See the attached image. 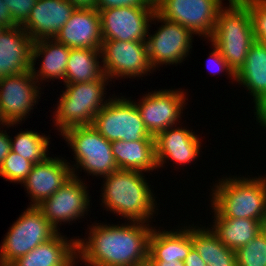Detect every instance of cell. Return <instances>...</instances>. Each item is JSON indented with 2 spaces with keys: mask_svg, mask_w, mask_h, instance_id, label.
I'll use <instances>...</instances> for the list:
<instances>
[{
  "mask_svg": "<svg viewBox=\"0 0 266 266\" xmlns=\"http://www.w3.org/2000/svg\"><path fill=\"white\" fill-rule=\"evenodd\" d=\"M128 223L92 224L87 239H76L78 262L83 260L87 266H146L152 224Z\"/></svg>",
  "mask_w": 266,
  "mask_h": 266,
  "instance_id": "obj_1",
  "label": "cell"
},
{
  "mask_svg": "<svg viewBox=\"0 0 266 266\" xmlns=\"http://www.w3.org/2000/svg\"><path fill=\"white\" fill-rule=\"evenodd\" d=\"M144 172L128 169H117L102 177V206L110 212L122 216L127 221L151 222L158 210L153 191L145 180ZM155 209V210H154Z\"/></svg>",
  "mask_w": 266,
  "mask_h": 266,
  "instance_id": "obj_2",
  "label": "cell"
},
{
  "mask_svg": "<svg viewBox=\"0 0 266 266\" xmlns=\"http://www.w3.org/2000/svg\"><path fill=\"white\" fill-rule=\"evenodd\" d=\"M233 177V178H232ZM218 179L212 188L211 206L224 218L266 219V175Z\"/></svg>",
  "mask_w": 266,
  "mask_h": 266,
  "instance_id": "obj_3",
  "label": "cell"
},
{
  "mask_svg": "<svg viewBox=\"0 0 266 266\" xmlns=\"http://www.w3.org/2000/svg\"><path fill=\"white\" fill-rule=\"evenodd\" d=\"M217 16L212 36L208 39L237 73L245 64L247 53L255 42L251 14L241 0H228Z\"/></svg>",
  "mask_w": 266,
  "mask_h": 266,
  "instance_id": "obj_4",
  "label": "cell"
},
{
  "mask_svg": "<svg viewBox=\"0 0 266 266\" xmlns=\"http://www.w3.org/2000/svg\"><path fill=\"white\" fill-rule=\"evenodd\" d=\"M108 82L110 79L104 74L95 81L64 85L53 118L61 134L70 127L93 124L95 115L111 98L104 101L103 97Z\"/></svg>",
  "mask_w": 266,
  "mask_h": 266,
  "instance_id": "obj_5",
  "label": "cell"
},
{
  "mask_svg": "<svg viewBox=\"0 0 266 266\" xmlns=\"http://www.w3.org/2000/svg\"><path fill=\"white\" fill-rule=\"evenodd\" d=\"M60 135L74 151L76 164H70L74 177H78L79 168L96 177H105L118 169L112 153V142L92 125L70 127Z\"/></svg>",
  "mask_w": 266,
  "mask_h": 266,
  "instance_id": "obj_6",
  "label": "cell"
},
{
  "mask_svg": "<svg viewBox=\"0 0 266 266\" xmlns=\"http://www.w3.org/2000/svg\"><path fill=\"white\" fill-rule=\"evenodd\" d=\"M57 231L37 206L28 208L12 224L0 246V264L11 265L38 245L53 238Z\"/></svg>",
  "mask_w": 266,
  "mask_h": 266,
  "instance_id": "obj_7",
  "label": "cell"
},
{
  "mask_svg": "<svg viewBox=\"0 0 266 266\" xmlns=\"http://www.w3.org/2000/svg\"><path fill=\"white\" fill-rule=\"evenodd\" d=\"M92 126L109 142L155 140L145 128L135 102L130 98H110L95 117Z\"/></svg>",
  "mask_w": 266,
  "mask_h": 266,
  "instance_id": "obj_8",
  "label": "cell"
},
{
  "mask_svg": "<svg viewBox=\"0 0 266 266\" xmlns=\"http://www.w3.org/2000/svg\"><path fill=\"white\" fill-rule=\"evenodd\" d=\"M223 0H154L156 12L193 34L210 38Z\"/></svg>",
  "mask_w": 266,
  "mask_h": 266,
  "instance_id": "obj_9",
  "label": "cell"
},
{
  "mask_svg": "<svg viewBox=\"0 0 266 266\" xmlns=\"http://www.w3.org/2000/svg\"><path fill=\"white\" fill-rule=\"evenodd\" d=\"M161 22L158 30L147 36L149 61L154 70L160 65L165 66L182 63L193 47V33L177 22L169 21L157 12L151 21Z\"/></svg>",
  "mask_w": 266,
  "mask_h": 266,
  "instance_id": "obj_10",
  "label": "cell"
},
{
  "mask_svg": "<svg viewBox=\"0 0 266 266\" xmlns=\"http://www.w3.org/2000/svg\"><path fill=\"white\" fill-rule=\"evenodd\" d=\"M101 56L103 72L110 81L118 77H143L154 70L149 61L147 42L103 40Z\"/></svg>",
  "mask_w": 266,
  "mask_h": 266,
  "instance_id": "obj_11",
  "label": "cell"
},
{
  "mask_svg": "<svg viewBox=\"0 0 266 266\" xmlns=\"http://www.w3.org/2000/svg\"><path fill=\"white\" fill-rule=\"evenodd\" d=\"M155 7H120L100 10L103 40L146 42Z\"/></svg>",
  "mask_w": 266,
  "mask_h": 266,
  "instance_id": "obj_12",
  "label": "cell"
},
{
  "mask_svg": "<svg viewBox=\"0 0 266 266\" xmlns=\"http://www.w3.org/2000/svg\"><path fill=\"white\" fill-rule=\"evenodd\" d=\"M185 92L181 90H158L148 92L142 96L135 105L138 108L145 128L151 136L155 137L158 133L167 128L179 125L181 113L186 103ZM180 118V119H179ZM178 122V123H177Z\"/></svg>",
  "mask_w": 266,
  "mask_h": 266,
  "instance_id": "obj_13",
  "label": "cell"
},
{
  "mask_svg": "<svg viewBox=\"0 0 266 266\" xmlns=\"http://www.w3.org/2000/svg\"><path fill=\"white\" fill-rule=\"evenodd\" d=\"M87 188L82 179L72 176L70 180L37 207L58 231L62 222H69L70 224V221L84 218L85 214L88 213L90 196Z\"/></svg>",
  "mask_w": 266,
  "mask_h": 266,
  "instance_id": "obj_14",
  "label": "cell"
},
{
  "mask_svg": "<svg viewBox=\"0 0 266 266\" xmlns=\"http://www.w3.org/2000/svg\"><path fill=\"white\" fill-rule=\"evenodd\" d=\"M39 85L31 70L0 79V107L8 123L18 125L28 117L40 98Z\"/></svg>",
  "mask_w": 266,
  "mask_h": 266,
  "instance_id": "obj_15",
  "label": "cell"
},
{
  "mask_svg": "<svg viewBox=\"0 0 266 266\" xmlns=\"http://www.w3.org/2000/svg\"><path fill=\"white\" fill-rule=\"evenodd\" d=\"M67 160L58 157H48L46 160L35 163L23 181L26 193L32 201L30 206H38L53 195L73 176V171Z\"/></svg>",
  "mask_w": 266,
  "mask_h": 266,
  "instance_id": "obj_16",
  "label": "cell"
},
{
  "mask_svg": "<svg viewBox=\"0 0 266 266\" xmlns=\"http://www.w3.org/2000/svg\"><path fill=\"white\" fill-rule=\"evenodd\" d=\"M180 126H171L154 137L158 168L163 167L167 163L166 160L189 165L201 155L202 144L199 136L192 132L193 130Z\"/></svg>",
  "mask_w": 266,
  "mask_h": 266,
  "instance_id": "obj_17",
  "label": "cell"
},
{
  "mask_svg": "<svg viewBox=\"0 0 266 266\" xmlns=\"http://www.w3.org/2000/svg\"><path fill=\"white\" fill-rule=\"evenodd\" d=\"M55 39L68 48L102 47L101 19L95 8H76Z\"/></svg>",
  "mask_w": 266,
  "mask_h": 266,
  "instance_id": "obj_18",
  "label": "cell"
},
{
  "mask_svg": "<svg viewBox=\"0 0 266 266\" xmlns=\"http://www.w3.org/2000/svg\"><path fill=\"white\" fill-rule=\"evenodd\" d=\"M75 9L67 0H38L21 27L34 42L52 39L60 32Z\"/></svg>",
  "mask_w": 266,
  "mask_h": 266,
  "instance_id": "obj_19",
  "label": "cell"
},
{
  "mask_svg": "<svg viewBox=\"0 0 266 266\" xmlns=\"http://www.w3.org/2000/svg\"><path fill=\"white\" fill-rule=\"evenodd\" d=\"M34 40L21 26L0 28V77L27 72Z\"/></svg>",
  "mask_w": 266,
  "mask_h": 266,
  "instance_id": "obj_20",
  "label": "cell"
},
{
  "mask_svg": "<svg viewBox=\"0 0 266 266\" xmlns=\"http://www.w3.org/2000/svg\"><path fill=\"white\" fill-rule=\"evenodd\" d=\"M236 82L251 93L258 118L266 110V48L259 41L251 45L245 64L236 73Z\"/></svg>",
  "mask_w": 266,
  "mask_h": 266,
  "instance_id": "obj_21",
  "label": "cell"
},
{
  "mask_svg": "<svg viewBox=\"0 0 266 266\" xmlns=\"http://www.w3.org/2000/svg\"><path fill=\"white\" fill-rule=\"evenodd\" d=\"M58 232L50 240L38 245L25 256L19 257L12 266H75L78 264L76 239L67 240Z\"/></svg>",
  "mask_w": 266,
  "mask_h": 266,
  "instance_id": "obj_22",
  "label": "cell"
},
{
  "mask_svg": "<svg viewBox=\"0 0 266 266\" xmlns=\"http://www.w3.org/2000/svg\"><path fill=\"white\" fill-rule=\"evenodd\" d=\"M70 49L58 42L55 38L42 39L33 43L31 71L40 84L45 79H62L65 84L66 66ZM43 58L39 70H36L35 63L38 58ZM43 55V56H42ZM41 80V81H40Z\"/></svg>",
  "mask_w": 266,
  "mask_h": 266,
  "instance_id": "obj_23",
  "label": "cell"
},
{
  "mask_svg": "<svg viewBox=\"0 0 266 266\" xmlns=\"http://www.w3.org/2000/svg\"><path fill=\"white\" fill-rule=\"evenodd\" d=\"M155 229L149 238L147 261H184L193 247L190 225L176 231Z\"/></svg>",
  "mask_w": 266,
  "mask_h": 266,
  "instance_id": "obj_24",
  "label": "cell"
},
{
  "mask_svg": "<svg viewBox=\"0 0 266 266\" xmlns=\"http://www.w3.org/2000/svg\"><path fill=\"white\" fill-rule=\"evenodd\" d=\"M112 153L118 169L150 172L158 169L155 154V140L112 142Z\"/></svg>",
  "mask_w": 266,
  "mask_h": 266,
  "instance_id": "obj_25",
  "label": "cell"
},
{
  "mask_svg": "<svg viewBox=\"0 0 266 266\" xmlns=\"http://www.w3.org/2000/svg\"><path fill=\"white\" fill-rule=\"evenodd\" d=\"M212 210L215 221L211 226L212 231L229 249L236 251L263 231V222L246 218H224L214 207Z\"/></svg>",
  "mask_w": 266,
  "mask_h": 266,
  "instance_id": "obj_26",
  "label": "cell"
},
{
  "mask_svg": "<svg viewBox=\"0 0 266 266\" xmlns=\"http://www.w3.org/2000/svg\"><path fill=\"white\" fill-rule=\"evenodd\" d=\"M192 243L207 266H237L236 252L226 247L210 228L190 227Z\"/></svg>",
  "mask_w": 266,
  "mask_h": 266,
  "instance_id": "obj_27",
  "label": "cell"
},
{
  "mask_svg": "<svg viewBox=\"0 0 266 266\" xmlns=\"http://www.w3.org/2000/svg\"><path fill=\"white\" fill-rule=\"evenodd\" d=\"M101 50L71 48L65 72V84L98 80L104 75Z\"/></svg>",
  "mask_w": 266,
  "mask_h": 266,
  "instance_id": "obj_28",
  "label": "cell"
},
{
  "mask_svg": "<svg viewBox=\"0 0 266 266\" xmlns=\"http://www.w3.org/2000/svg\"><path fill=\"white\" fill-rule=\"evenodd\" d=\"M14 139V140H13ZM11 138V151L22 156L24 159L40 163L48 158L49 136L40 135L36 131H21Z\"/></svg>",
  "mask_w": 266,
  "mask_h": 266,
  "instance_id": "obj_29",
  "label": "cell"
},
{
  "mask_svg": "<svg viewBox=\"0 0 266 266\" xmlns=\"http://www.w3.org/2000/svg\"><path fill=\"white\" fill-rule=\"evenodd\" d=\"M237 266H266V234L261 231L236 251Z\"/></svg>",
  "mask_w": 266,
  "mask_h": 266,
  "instance_id": "obj_30",
  "label": "cell"
},
{
  "mask_svg": "<svg viewBox=\"0 0 266 266\" xmlns=\"http://www.w3.org/2000/svg\"><path fill=\"white\" fill-rule=\"evenodd\" d=\"M33 163L10 151L0 166V176L6 181L22 184L31 172Z\"/></svg>",
  "mask_w": 266,
  "mask_h": 266,
  "instance_id": "obj_31",
  "label": "cell"
},
{
  "mask_svg": "<svg viewBox=\"0 0 266 266\" xmlns=\"http://www.w3.org/2000/svg\"><path fill=\"white\" fill-rule=\"evenodd\" d=\"M249 9L255 41L266 42V0H241Z\"/></svg>",
  "mask_w": 266,
  "mask_h": 266,
  "instance_id": "obj_32",
  "label": "cell"
},
{
  "mask_svg": "<svg viewBox=\"0 0 266 266\" xmlns=\"http://www.w3.org/2000/svg\"><path fill=\"white\" fill-rule=\"evenodd\" d=\"M18 26H22L28 19L32 8L38 0H2Z\"/></svg>",
  "mask_w": 266,
  "mask_h": 266,
  "instance_id": "obj_33",
  "label": "cell"
},
{
  "mask_svg": "<svg viewBox=\"0 0 266 266\" xmlns=\"http://www.w3.org/2000/svg\"><path fill=\"white\" fill-rule=\"evenodd\" d=\"M212 52L209 53L210 56L208 57L207 60V67L208 70L210 71V73L214 72L213 75L215 76V74L220 72H226V75L228 73V77L233 79L234 81H236V73L233 71V69L229 66V64L226 62V60L223 58V56L221 55L220 51L214 46L212 45ZM213 66V67H211ZM215 66V69H214ZM217 67V68H216ZM214 70V71H213Z\"/></svg>",
  "mask_w": 266,
  "mask_h": 266,
  "instance_id": "obj_34",
  "label": "cell"
},
{
  "mask_svg": "<svg viewBox=\"0 0 266 266\" xmlns=\"http://www.w3.org/2000/svg\"><path fill=\"white\" fill-rule=\"evenodd\" d=\"M155 7L154 0H96L95 9L99 12L107 8Z\"/></svg>",
  "mask_w": 266,
  "mask_h": 266,
  "instance_id": "obj_35",
  "label": "cell"
},
{
  "mask_svg": "<svg viewBox=\"0 0 266 266\" xmlns=\"http://www.w3.org/2000/svg\"><path fill=\"white\" fill-rule=\"evenodd\" d=\"M1 128H0V166L2 165L6 156L11 151V143H10L11 137L10 135L7 134L6 130H3V127Z\"/></svg>",
  "mask_w": 266,
  "mask_h": 266,
  "instance_id": "obj_36",
  "label": "cell"
},
{
  "mask_svg": "<svg viewBox=\"0 0 266 266\" xmlns=\"http://www.w3.org/2000/svg\"><path fill=\"white\" fill-rule=\"evenodd\" d=\"M13 26H18L10 12L7 6H5V3L0 0V28H8V27H13Z\"/></svg>",
  "mask_w": 266,
  "mask_h": 266,
  "instance_id": "obj_37",
  "label": "cell"
},
{
  "mask_svg": "<svg viewBox=\"0 0 266 266\" xmlns=\"http://www.w3.org/2000/svg\"><path fill=\"white\" fill-rule=\"evenodd\" d=\"M183 262L185 266H207L194 247L191 248Z\"/></svg>",
  "mask_w": 266,
  "mask_h": 266,
  "instance_id": "obj_38",
  "label": "cell"
},
{
  "mask_svg": "<svg viewBox=\"0 0 266 266\" xmlns=\"http://www.w3.org/2000/svg\"><path fill=\"white\" fill-rule=\"evenodd\" d=\"M146 266H185L183 261L165 260V261H147Z\"/></svg>",
  "mask_w": 266,
  "mask_h": 266,
  "instance_id": "obj_39",
  "label": "cell"
},
{
  "mask_svg": "<svg viewBox=\"0 0 266 266\" xmlns=\"http://www.w3.org/2000/svg\"><path fill=\"white\" fill-rule=\"evenodd\" d=\"M76 8H95L96 0H67Z\"/></svg>",
  "mask_w": 266,
  "mask_h": 266,
  "instance_id": "obj_40",
  "label": "cell"
},
{
  "mask_svg": "<svg viewBox=\"0 0 266 266\" xmlns=\"http://www.w3.org/2000/svg\"><path fill=\"white\" fill-rule=\"evenodd\" d=\"M258 123H260L264 129L266 128V110L258 117L255 119Z\"/></svg>",
  "mask_w": 266,
  "mask_h": 266,
  "instance_id": "obj_41",
  "label": "cell"
},
{
  "mask_svg": "<svg viewBox=\"0 0 266 266\" xmlns=\"http://www.w3.org/2000/svg\"><path fill=\"white\" fill-rule=\"evenodd\" d=\"M1 125H2V127H4L5 128V126H7V128H9V127H13L14 125H15V123H8L5 119H4V117H3V115H2V110H1V107H0V127H1ZM11 125V126H10Z\"/></svg>",
  "mask_w": 266,
  "mask_h": 266,
  "instance_id": "obj_42",
  "label": "cell"
},
{
  "mask_svg": "<svg viewBox=\"0 0 266 266\" xmlns=\"http://www.w3.org/2000/svg\"><path fill=\"white\" fill-rule=\"evenodd\" d=\"M263 232L266 234V219H265V221L263 222Z\"/></svg>",
  "mask_w": 266,
  "mask_h": 266,
  "instance_id": "obj_43",
  "label": "cell"
},
{
  "mask_svg": "<svg viewBox=\"0 0 266 266\" xmlns=\"http://www.w3.org/2000/svg\"><path fill=\"white\" fill-rule=\"evenodd\" d=\"M266 48V42H260Z\"/></svg>",
  "mask_w": 266,
  "mask_h": 266,
  "instance_id": "obj_44",
  "label": "cell"
},
{
  "mask_svg": "<svg viewBox=\"0 0 266 266\" xmlns=\"http://www.w3.org/2000/svg\"><path fill=\"white\" fill-rule=\"evenodd\" d=\"M0 266H12V265H4V264H0Z\"/></svg>",
  "mask_w": 266,
  "mask_h": 266,
  "instance_id": "obj_45",
  "label": "cell"
}]
</instances>
